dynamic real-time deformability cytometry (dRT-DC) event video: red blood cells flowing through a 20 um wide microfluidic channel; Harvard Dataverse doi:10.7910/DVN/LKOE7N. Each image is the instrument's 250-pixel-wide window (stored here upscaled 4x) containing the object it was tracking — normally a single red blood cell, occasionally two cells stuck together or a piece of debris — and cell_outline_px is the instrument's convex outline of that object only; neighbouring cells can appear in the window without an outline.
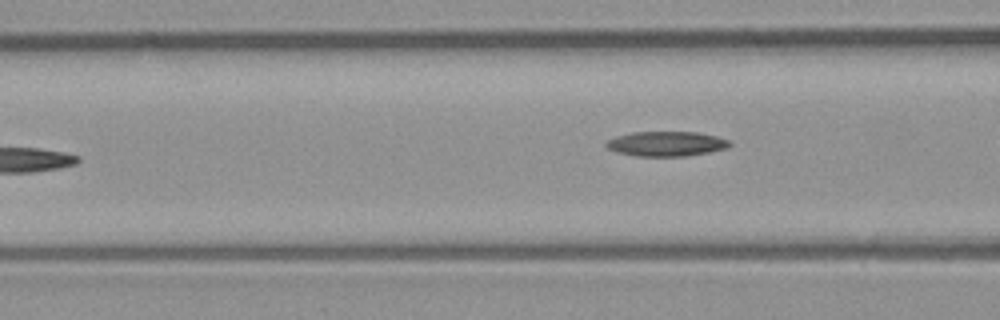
{"species": "common noctule bat (a hibernating species)", "species_latin": "Nyctalus noctula", "temperature_condition": "room temperature", "stored_images_in_passage": 6, "camera_frame_rate_fps": 3000, "um_per_image_px": 0.085, "animal": {"sex": "male", "body_mass_g": 23.1, "forearm_length_mm": 52.7}, "frame": {"image": 1, "passage_image": 6, "time_ms": 1.667, "image_size_px": [1000, 320], "cell_outline_px": [[732, 144], [728, 148], [708, 152], [684, 156], [636, 156], [616, 152], [608, 148], [604, 144], [608, 140], [616, 136], [632, 132], [696, 132], [716, 136], [728, 140]], "centroid_in_image_um": [56.62, 12.22], "position_along_channel_um": 110.0, "area_um2": 17.8}}